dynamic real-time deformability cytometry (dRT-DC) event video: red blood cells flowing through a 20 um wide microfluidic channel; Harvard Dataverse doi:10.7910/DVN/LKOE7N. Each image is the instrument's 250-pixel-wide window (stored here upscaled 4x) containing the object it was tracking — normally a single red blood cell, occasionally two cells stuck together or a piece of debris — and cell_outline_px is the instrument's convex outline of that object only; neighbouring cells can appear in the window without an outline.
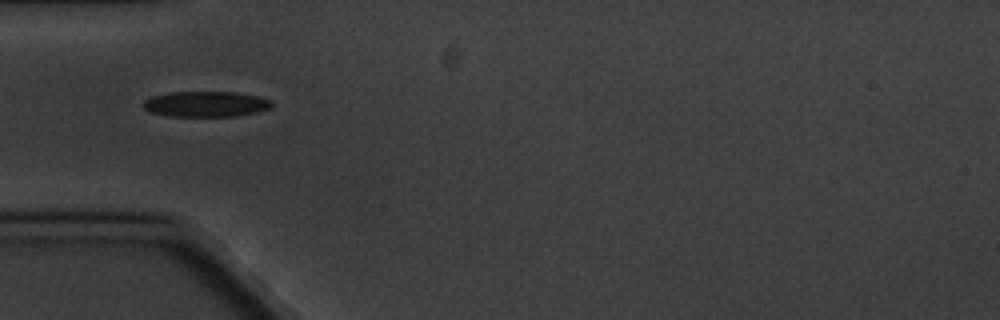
{"species": "common noctule bat (a hibernating species)", "species_latin": "Nyctalus noctula", "temperature_condition": "cold", "stored_images_in_passage": 5, "camera_frame_rate_fps": 3000, "um_per_image_px": 0.085, "animal": {"sex": "male", "body_mass_g": 20.1, "forearm_length_mm": 53.5}, "frame": {"image": 1, "passage_image": 4, "time_ms": 3.667, "image_size_px": [1000, 320], "cell_outline_px": [[272, 108], [256, 112], [236, 116], [168, 116], [148, 112], [140, 104], [144, 100], [152, 96], [172, 92], [236, 92], [256, 96], [272, 100]], "centroid_in_image_um": [17.46, 8.85], "position_along_channel_um": 67.5, "area_um2": 19.25}}